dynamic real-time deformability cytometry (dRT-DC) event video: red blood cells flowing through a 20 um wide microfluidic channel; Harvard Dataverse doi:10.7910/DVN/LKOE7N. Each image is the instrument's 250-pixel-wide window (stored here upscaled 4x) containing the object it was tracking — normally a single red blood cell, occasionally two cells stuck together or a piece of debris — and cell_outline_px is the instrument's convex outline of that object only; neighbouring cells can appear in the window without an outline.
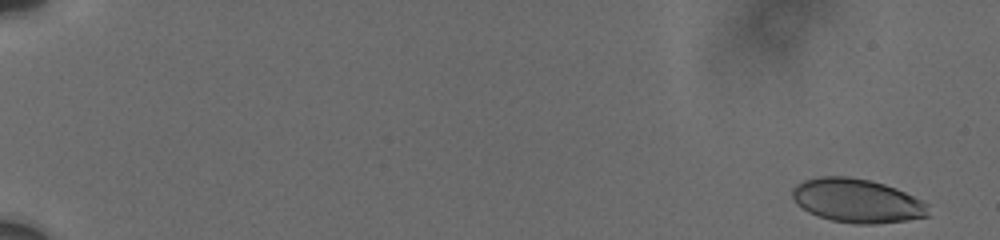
{"species": "human", "species_latin": "Homo sapiens", "temperature_condition": "cold", "stored_images_in_passage": 7, "camera_frame_rate_fps": 3000, "um_per_image_px": 0.085, "donor": {"sex": "male"}, "frame": {"image": 1, "passage_image": 1, "time_ms": 0.0, "image_size_px": [1000, 240], "cell_outline_px": [[928, 216], [908, 220], [876, 224], [856, 224], [832, 220], [808, 212], [796, 204], [792, 196], [792, 188], [796, 184], [804, 180], [820, 176], [848, 176], [868, 180], [884, 184], [896, 188], [928, 204]], "centroid_in_image_um": [72.82, 17.06], "position_along_channel_um": 12.2, "area_um2": 34.68}}
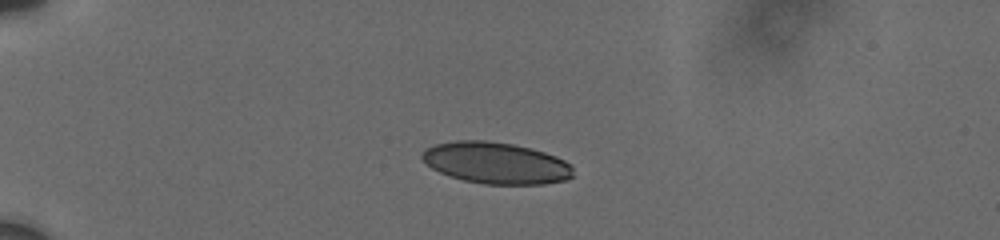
{"frame": {"image": 2, "passage_image": 5, "time_ms": 4.667, "image_size_px": [1000, 240], "cell_outline_px": [[572, 176], [564, 180], [544, 184], [484, 184], [464, 180], [440, 172], [432, 168], [420, 156], [428, 148], [436, 144], [456, 140], [484, 140], [512, 144], [532, 148], [556, 156], [572, 164]], "centroid_in_image_um": [42.19, 13.85], "position_along_channel_um": 42.8, "area_um2": 36.3}}
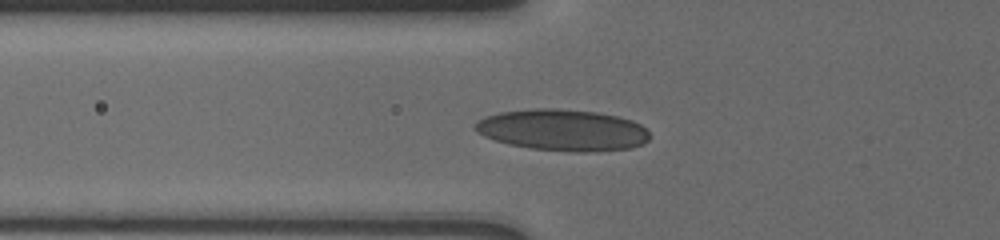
{"frame": {"image": 3, "passage_image": 7, "time_ms": 7.0, "image_size_px": [1000, 240], "cell_outline_px": [[648, 140], [644, 144], [632, 148], [592, 152], [568, 152], [528, 148], [508, 144], [484, 136], [476, 132], [472, 128], [472, 124], [476, 120], [484, 116], [500, 112], [536, 108], [560, 108], [596, 112], [616, 116], [632, 120], [640, 124], [648, 132]], "centroid_in_image_um": [47.78, 11.06], "position_along_channel_um": 78.0, "area_um2": 42.66}}